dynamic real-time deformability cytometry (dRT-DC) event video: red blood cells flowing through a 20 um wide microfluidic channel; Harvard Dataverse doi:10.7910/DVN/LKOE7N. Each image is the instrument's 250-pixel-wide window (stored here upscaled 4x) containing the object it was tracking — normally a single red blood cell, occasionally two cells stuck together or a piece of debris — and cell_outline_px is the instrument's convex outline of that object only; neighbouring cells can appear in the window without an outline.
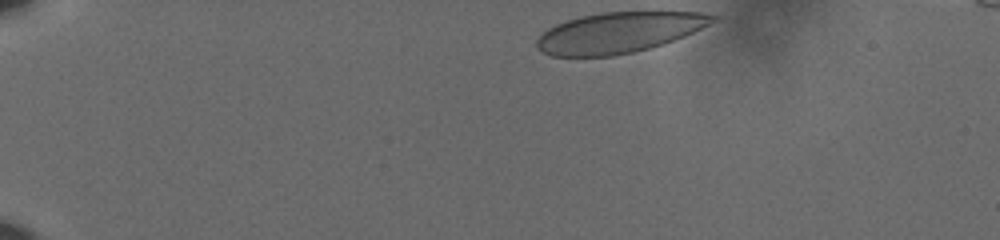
{"species": "human", "species_latin": "Homo sapiens", "temperature_condition": "cold", "stored_images_in_passage": 41, "camera_frame_rate_fps": 3000, "um_per_image_px": 0.085, "donor": {"sex": "male"}, "frame": {"image": 1, "passage_image": 1, "time_ms": 0.0, "image_size_px": [1000, 240], "cell_outline_px": [[720, 20], [684, 36], [664, 44], [632, 52], [612, 56], [552, 56], [536, 48], [536, 40], [548, 28], [556, 24], [580, 16], [600, 12], [700, 12], [720, 16]], "centroid_in_image_um": [52.64, 2.76], "position_along_channel_um": 32.4, "area_um2": 41.62}}
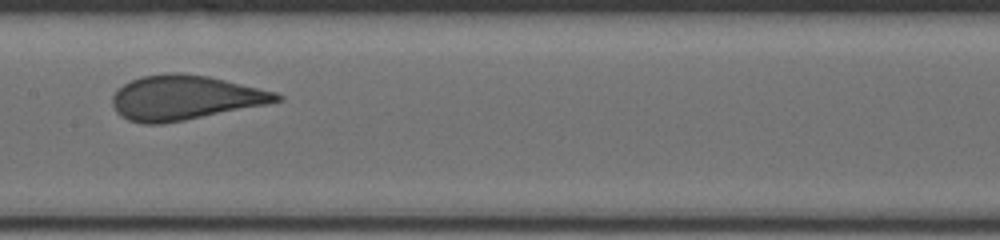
{"frame": {"image": 2, "passage_image": 22, "time_ms": 7.0, "image_size_px": [1000, 240], "cell_outline_px": [[284, 100], [268, 104], [184, 120], [160, 124], [144, 124], [128, 120], [120, 116], [116, 112], [112, 104], [112, 96], [124, 84], [140, 76], [168, 72], [180, 72], [208, 76], [276, 92], [284, 96]], "centroid_in_image_um": [15.71, 8.3], "position_along_channel_um": 191.7, "area_um2": 42.66}}
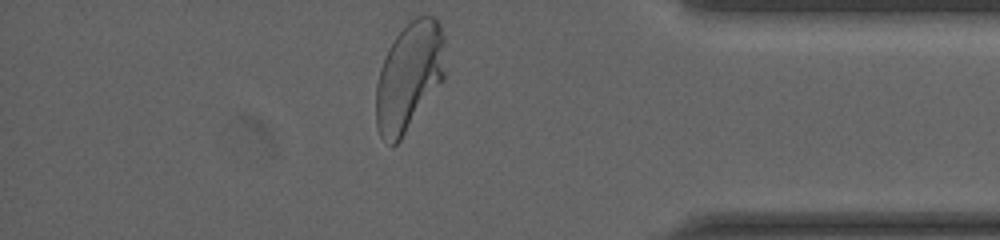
{"frame": {"image": 3, "passage_image": 41, "time_ms": 13.333, "image_size_px": [1000, 240], "cell_outline_px": [[444, 80], [400, 140], [392, 148], [380, 136], [376, 124], [376, 84], [380, 68], [388, 48], [396, 36], [416, 16], [432, 16], [440, 24], [444, 36]], "centroid_in_image_um": [34.77, 6.54], "position_along_channel_um": 400.4, "area_um2": 43.75}, "authors_computed_cell_mechanics": {"area_um2": 42.3674, "velocity_mm_per_s": 3.5972, "shape_relaxation_time_tau1_ms": 4.7408, "shape_relaxation_time_tau2_ms": null, "deformation_change_tau1": 0.1388, "deformation_change_tau2": null}}